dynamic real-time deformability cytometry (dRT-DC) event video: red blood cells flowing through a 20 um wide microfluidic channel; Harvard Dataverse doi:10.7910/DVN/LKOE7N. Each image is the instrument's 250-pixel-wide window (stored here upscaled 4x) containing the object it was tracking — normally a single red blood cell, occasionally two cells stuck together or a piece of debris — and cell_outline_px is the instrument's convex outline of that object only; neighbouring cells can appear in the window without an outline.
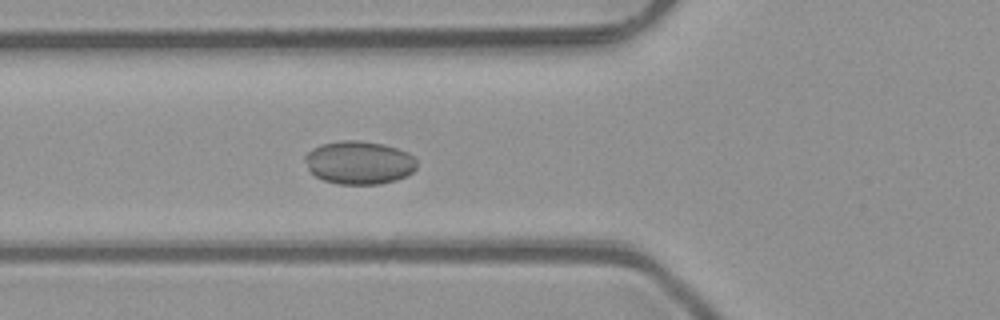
{"species": "common noctule bat (a hibernating species)", "species_latin": "Nyctalus noctula", "temperature_condition": "room temperature", "stored_images_in_passage": 41, "camera_frame_rate_fps": 3000, "um_per_image_px": 0.085, "animal": {"sex": "male", "body_mass_g": 23.1, "forearm_length_mm": 52.7}, "frame": {"image": 1, "passage_image": 12, "time_ms": 3.667, "image_size_px": [1000, 320], "cell_outline_px": [[416, 168], [408, 176], [396, 180], [380, 184], [340, 184], [324, 180], [316, 176], [308, 168], [304, 160], [304, 156], [312, 148], [324, 144], [340, 140], [356, 140], [380, 144], [396, 148], [408, 152], [416, 156]], "centroid_in_image_um": [30.55, 13.82], "position_along_channel_um": 95.3, "area_um2": 28.15}}
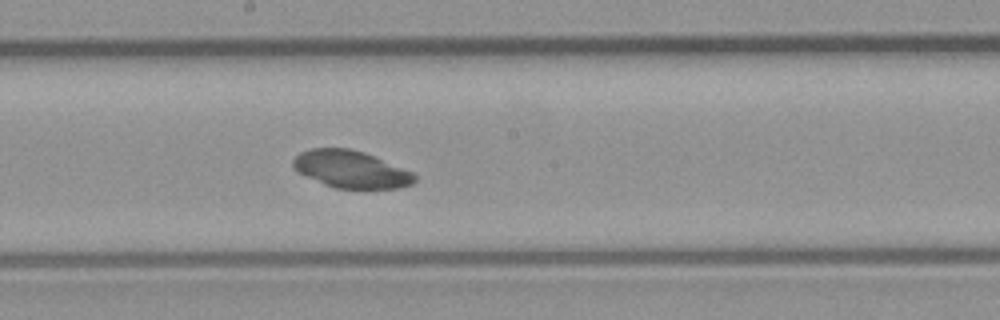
{"frame": {"image": 2, "passage_image": 21, "time_ms": 6.667, "image_size_px": [1000, 320], "cell_outline_px": [[416, 180], [412, 184], [400, 188], [336, 188], [324, 184], [296, 172], [292, 164], [292, 160], [300, 152], [312, 148], [348, 148], [364, 152], [412, 172], [416, 176]], "centroid_in_image_um": [29.8, 14.39], "position_along_channel_um": 218.4, "area_um2": 26.24}}
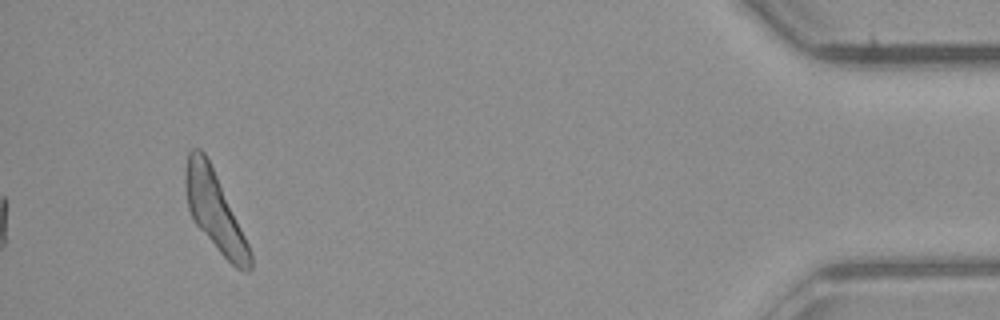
{"frame": {"image": 3, "passage_image": 41, "time_ms": 13.333, "image_size_px": [1000, 320], "cell_outline_px": [[252, 268], [248, 272], [244, 272], [236, 268], [220, 252], [196, 224], [188, 208], [184, 184], [184, 176], [188, 152], [192, 148], [200, 148], [204, 152], [216, 176], [252, 252]], "centroid_in_image_um": [18.24, 17.94], "position_along_channel_um": 417.0, "area_um2": 28.9}, "authors_computed_cell_mechanics": {"area_um2": 27.3394, "velocity_mm_per_s": 4.0756, "shape_relaxation_time_tau1_ms": null, "shape_relaxation_time_tau2_ms": 7.193, "deformation_change_tau1": null, "deformation_change_tau2": 0.0966}}